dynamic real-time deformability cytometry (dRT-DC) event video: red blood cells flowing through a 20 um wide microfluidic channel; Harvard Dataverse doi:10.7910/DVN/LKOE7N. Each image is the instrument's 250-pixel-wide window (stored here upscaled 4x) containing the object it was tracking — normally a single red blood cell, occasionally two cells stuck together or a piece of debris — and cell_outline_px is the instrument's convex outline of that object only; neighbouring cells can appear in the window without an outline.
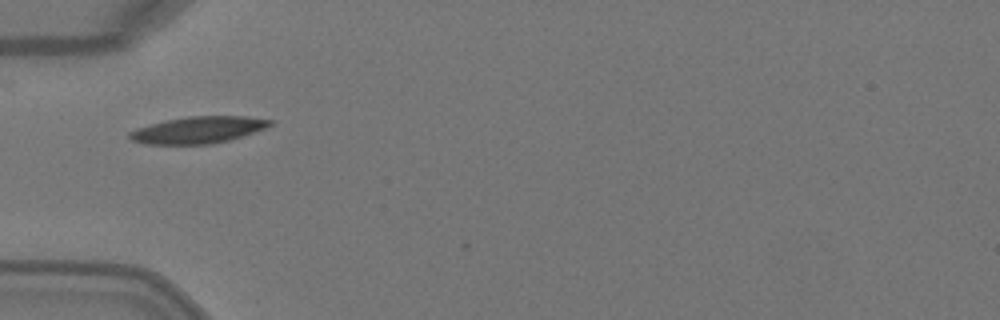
{"species": "Egyptian fruit bat (a non-hibernating species)", "species_latin": "Rousettus aegyptiacus", "temperature_condition": "warm", "stored_images_in_passage": 1, "camera_frame_rate_fps": 3000, "um_per_image_px": 0.085, "animal": {"sex": "female"}, "frame": {"image": 1, "passage_image": 1, "time_ms": 0.0, "image_size_px": [1000, 320], "cell_outline_px": [[272, 124], [264, 128], [228, 140], [212, 144], [144, 144], [132, 140], [128, 136], [128, 132], [136, 128], [164, 120], [188, 116], [248, 116], [272, 120]], "centroid_in_image_um": [16.79, 11.03], "position_along_channel_um": 68.2, "area_um2": 21.79}}